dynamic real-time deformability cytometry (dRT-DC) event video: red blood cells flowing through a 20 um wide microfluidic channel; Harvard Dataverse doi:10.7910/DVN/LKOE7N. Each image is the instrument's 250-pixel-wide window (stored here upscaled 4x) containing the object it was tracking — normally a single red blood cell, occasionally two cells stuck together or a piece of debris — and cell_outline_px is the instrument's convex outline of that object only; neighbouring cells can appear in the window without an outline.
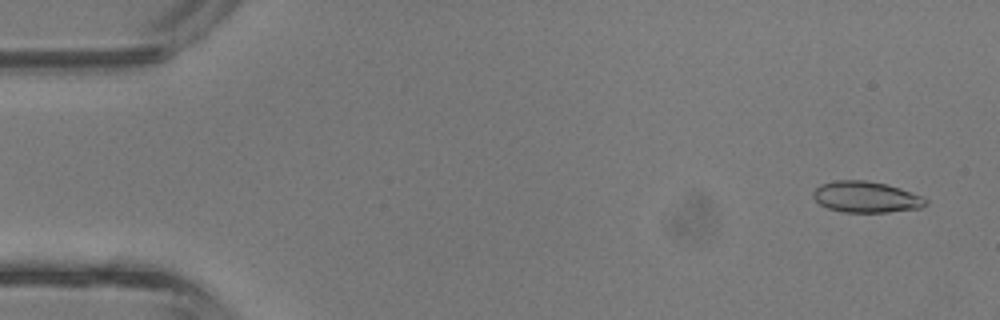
{"species": "common noctule bat (a hibernating species)", "species_latin": "Nyctalus noctula", "temperature_condition": "room temperature", "stored_images_in_passage": 4, "camera_frame_rate_fps": 3000, "um_per_image_px": 0.085, "animal": {"sex": "male", "body_mass_g": 13.3}, "frame": {"image": 1, "passage_image": 1, "time_ms": 0.0, "image_size_px": [1000, 320], "cell_outline_px": [[928, 204], [920, 208], [888, 212], [844, 212], [828, 208], [820, 204], [812, 196], [812, 192], [820, 184], [836, 180], [864, 180], [884, 184], [900, 188], [920, 196], [928, 200]], "centroid_in_image_um": [73.59, 16.74], "position_along_channel_um": 11.4, "area_um2": 20.29}}